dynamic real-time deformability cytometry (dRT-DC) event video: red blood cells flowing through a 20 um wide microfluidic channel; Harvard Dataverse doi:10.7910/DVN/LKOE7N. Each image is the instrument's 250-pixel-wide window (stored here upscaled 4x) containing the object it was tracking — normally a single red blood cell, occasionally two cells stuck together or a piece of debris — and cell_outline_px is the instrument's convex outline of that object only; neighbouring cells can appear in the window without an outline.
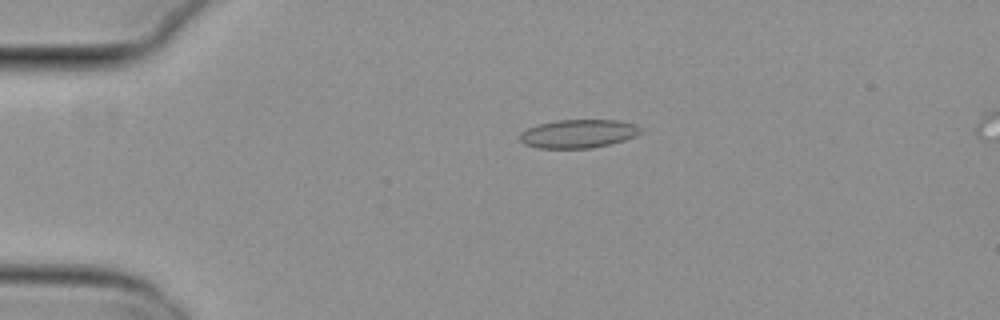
{"species": "common noctule bat (a hibernating species)", "species_latin": "Nyctalus noctula", "temperature_condition": "cold", "stored_images_in_passage": 55, "camera_frame_rate_fps": 3000, "um_per_image_px": 0.085, "animal": {"sex": "female", "body_mass_g": 29.2, "forearm_length_mm": 56.3}, "frame": {"image": 1, "passage_image": 13, "time_ms": 4.0, "image_size_px": [1000, 320], "cell_outline_px": [[644, 132], [636, 136], [624, 140], [592, 148], [536, 148], [524, 144], [520, 140], [520, 132], [528, 128], [540, 124], [556, 120], [620, 120], [636, 124]], "centroid_in_image_um": [49.18, 11.36], "position_along_channel_um": 35.8, "area_um2": 20.11}}
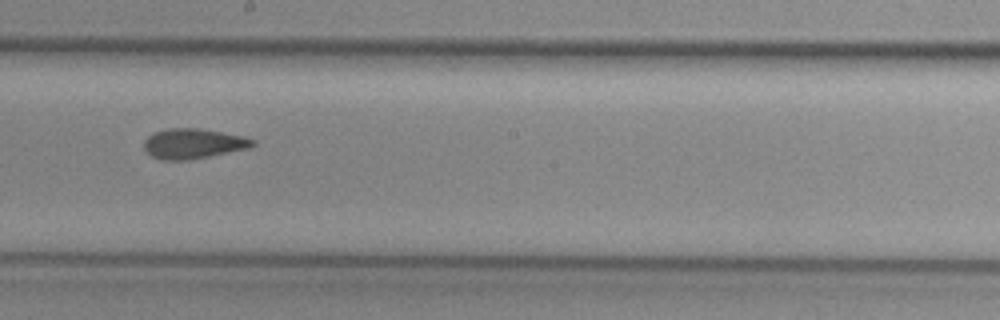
{"frame": {"image": 2, "passage_image": 32, "time_ms": 10.333, "image_size_px": [1000, 320], "cell_outline_px": [[256, 144], [248, 148], [188, 160], [160, 160], [152, 156], [144, 148], [144, 140], [148, 136], [156, 132], [168, 128], [196, 128], [244, 136], [256, 140]], "centroid_in_image_um": [16.42, 12.21], "position_along_channel_um": 231.8, "area_um2": 18.84}}
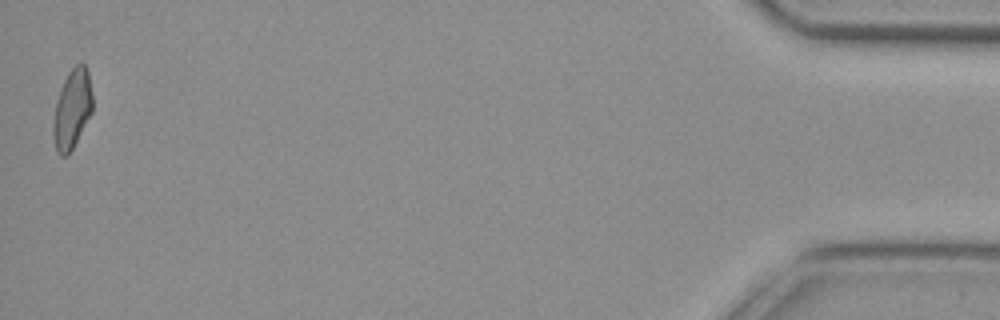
{"frame": {"image": 3, "passage_image": 55, "time_ms": 18.0, "image_size_px": [1000, 320], "cell_outline_px": [[92, 112], [68, 156], [60, 156], [56, 152], [52, 136], [52, 124], [56, 100], [60, 88], [68, 72], [76, 64], [84, 64], [88, 72], [92, 96]], "centroid_in_image_um": [6.1, 9.31], "position_along_channel_um": 429.1, "area_um2": 18.26}, "authors_computed_cell_mechanics": {"area_um2": 19.0162, "velocity_mm_per_s": 3.8053, "shape_relaxation_time_tau1_ms": null, "shape_relaxation_time_tau2_ms": 2.1248, "deformation_change_tau1": null, "deformation_change_tau2": 0.0869}}